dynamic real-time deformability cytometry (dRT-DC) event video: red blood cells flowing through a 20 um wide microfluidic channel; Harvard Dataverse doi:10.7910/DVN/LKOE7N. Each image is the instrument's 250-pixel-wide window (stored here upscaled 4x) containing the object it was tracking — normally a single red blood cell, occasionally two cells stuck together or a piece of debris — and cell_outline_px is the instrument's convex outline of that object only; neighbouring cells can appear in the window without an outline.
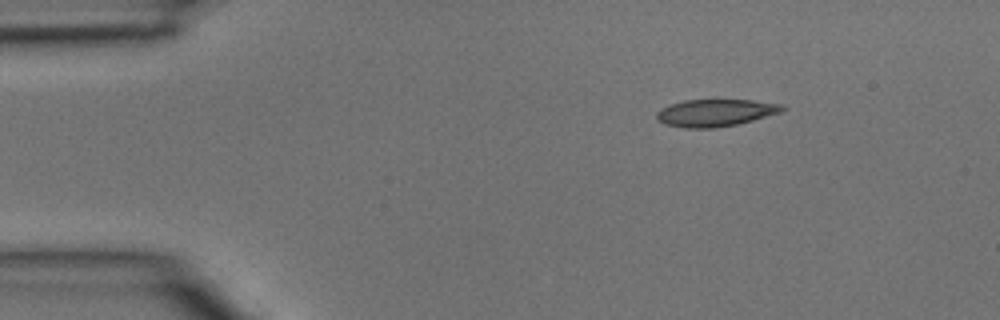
{"species": "common noctule bat (a hibernating species)", "species_latin": "Nyctalus noctula", "temperature_condition": "room temperature", "stored_images_in_passage": 4, "camera_frame_rate_fps": 3000, "um_per_image_px": 0.085, "animal": {"sex": "male", "body_mass_g": 15.6}, "frame": {"image": 1, "passage_image": 1, "time_ms": 0.0, "image_size_px": [1000, 320], "cell_outline_px": [[788, 108], [780, 112], [752, 120], [736, 124], [716, 128], [684, 128], [664, 124], [656, 120], [656, 112], [660, 108], [668, 104], [684, 100], [752, 100], [784, 104]], "centroid_in_image_um": [60.77, 9.58], "position_along_channel_um": 24.2, "area_um2": 20.11}}